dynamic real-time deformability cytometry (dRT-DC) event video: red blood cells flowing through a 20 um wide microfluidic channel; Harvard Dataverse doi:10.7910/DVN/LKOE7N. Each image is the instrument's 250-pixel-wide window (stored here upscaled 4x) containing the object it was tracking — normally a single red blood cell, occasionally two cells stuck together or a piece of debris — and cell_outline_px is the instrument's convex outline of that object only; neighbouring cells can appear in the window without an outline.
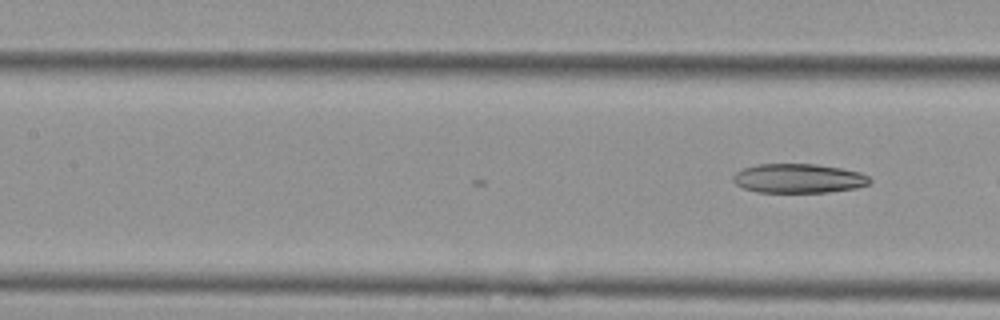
{"species": "Egyptian fruit bat (a non-hibernating species)", "species_latin": "Rousettus aegyptiacus", "temperature_condition": "cold", "stored_images_in_passage": 18, "camera_frame_rate_fps": 3000, "um_per_image_px": 0.085, "animal": {"sex": "female"}, "frame": {"image": 1, "passage_image": 18, "time_ms": 5.667, "image_size_px": [1000, 320], "cell_outline_px": [[872, 180], [868, 184], [856, 188], [828, 192], [756, 192], [744, 188], [736, 184], [732, 180], [732, 176], [736, 172], [744, 168], [756, 164], [816, 164], [840, 168], [860, 172], [868, 176]], "centroid_in_image_um": [67.86, 15.16], "position_along_channel_um": 139.5, "area_um2": 23.29}}